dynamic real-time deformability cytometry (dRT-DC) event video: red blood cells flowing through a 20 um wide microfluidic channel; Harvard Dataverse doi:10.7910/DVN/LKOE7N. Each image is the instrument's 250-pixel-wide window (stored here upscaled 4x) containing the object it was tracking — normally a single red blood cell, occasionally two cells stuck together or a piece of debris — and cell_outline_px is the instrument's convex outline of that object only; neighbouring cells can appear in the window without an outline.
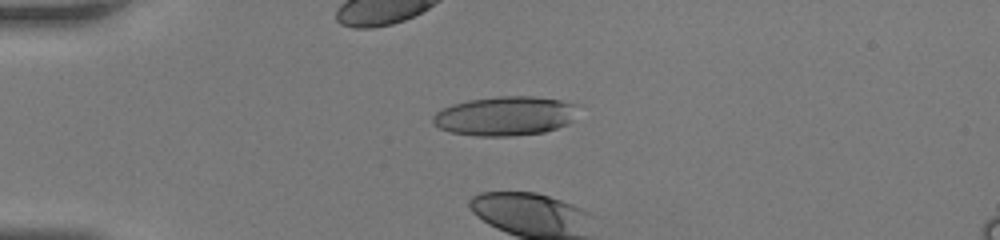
{"species": "human", "species_latin": "Homo sapiens", "temperature_condition": "room temperature", "stored_images_in_passage": 46, "camera_frame_rate_fps": 3000, "um_per_image_px": 0.085, "donor": {"sex": "female"}, "frame": {"image": 1, "passage_image": 14, "time_ms": 4.333, "image_size_px": [1000, 240], "cell_outline_px": [[580, 104], [568, 124], [544, 132], [508, 136], [480, 136], [452, 132], [440, 128], [432, 124], [432, 116], [436, 112], [452, 104], [468, 100], [496, 96], [532, 96], [560, 100]], "centroid_in_image_um": [42.93, 9.84], "position_along_channel_um": 42.1, "area_um2": 33.18}}
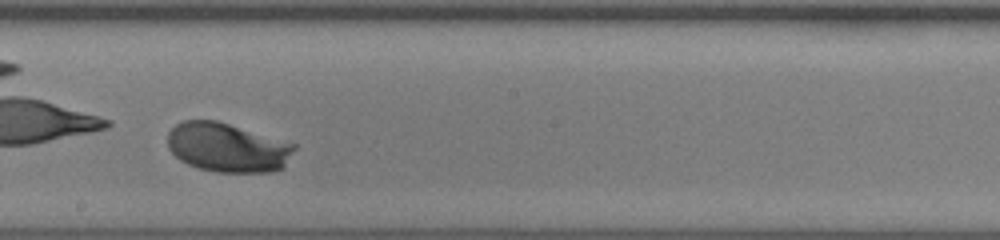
{"frame": {"image": 2, "passage_image": 33, "time_ms": 10.667, "image_size_px": [1000, 240], "cell_outline_px": [[296, 148], [284, 168], [276, 172], [216, 172], [200, 168], [188, 164], [180, 160], [168, 148], [168, 132], [176, 124], [184, 120], [216, 120], [296, 144]], "centroid_in_image_um": [19.35, 12.54], "position_along_channel_um": 228.8, "area_um2": 36.36}, "authors_computed_cell_mechanics": {"area_um2": 35.3447, "velocity_mm_per_s": 3.7703, "shape_relaxation_time_tau1_ms": 1.2893, "shape_relaxation_time_tau2_ms": null, "deformation_change_tau1": 0.2577, "deformation_change_tau2": null}}